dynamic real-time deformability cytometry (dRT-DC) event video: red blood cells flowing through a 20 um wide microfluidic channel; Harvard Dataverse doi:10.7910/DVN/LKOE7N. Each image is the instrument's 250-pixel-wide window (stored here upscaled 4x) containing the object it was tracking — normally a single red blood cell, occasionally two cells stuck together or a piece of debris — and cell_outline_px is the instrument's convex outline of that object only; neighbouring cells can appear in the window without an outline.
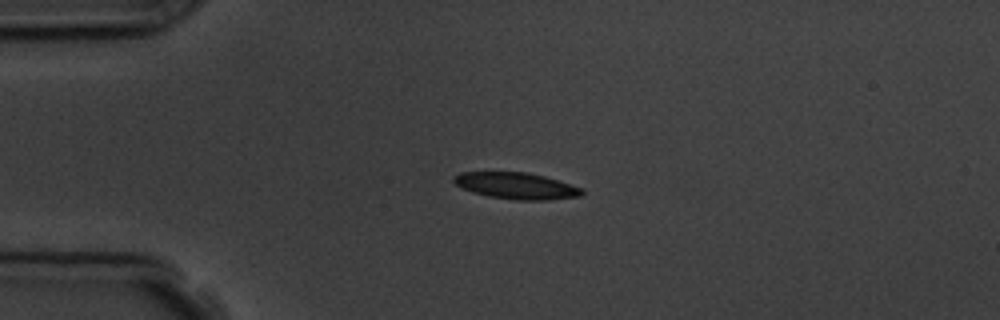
{"species": "common noctule bat (a hibernating species)", "species_latin": "Nyctalus noctula", "temperature_condition": "room temperature", "stored_images_in_passage": 2, "camera_frame_rate_fps": 3000, "um_per_image_px": 0.085, "animal": {"sex": "male", "body_mass_g": 19.5, "forearm_length_mm": 54.6}, "frame": {"image": 1, "passage_image": 1, "time_ms": 0.0, "image_size_px": [1000, 320], "cell_outline_px": [[584, 192], [580, 196], [548, 200], [516, 200], [488, 196], [472, 192], [456, 184], [452, 180], [452, 176], [460, 172], [528, 172], [544, 176], [584, 188]], "centroid_in_image_um": [43.89, 15.79], "position_along_channel_um": 41.1, "area_um2": 19.83}}